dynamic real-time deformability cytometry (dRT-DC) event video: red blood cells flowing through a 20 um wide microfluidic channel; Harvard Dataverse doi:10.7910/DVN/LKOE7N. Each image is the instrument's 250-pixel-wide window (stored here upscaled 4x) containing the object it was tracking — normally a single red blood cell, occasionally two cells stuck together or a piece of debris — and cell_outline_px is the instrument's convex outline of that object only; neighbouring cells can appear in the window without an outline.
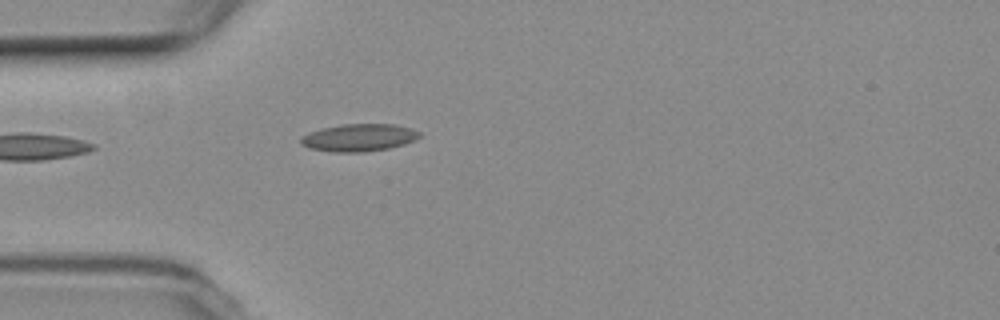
{"species": "common noctule bat (a hibernating species)", "species_latin": "Nyctalus noctula", "temperature_condition": "room temperature", "stored_images_in_passage": 1, "camera_frame_rate_fps": 3000, "um_per_image_px": 0.085, "animal": {"sex": "female", "body_mass_g": 19.3, "forearm_length_mm": 54.1}, "frame": {"image": 1, "passage_image": 1, "time_ms": 0.0, "image_size_px": [1000, 320], "cell_outline_px": [[420, 136], [404, 144], [388, 148], [360, 152], [336, 152], [308, 148], [300, 144], [300, 136], [320, 128], [340, 124], [392, 124], [408, 128], [420, 132]], "centroid_in_image_um": [30.43, 11.69], "position_along_channel_um": 54.6, "area_um2": 18.84}}